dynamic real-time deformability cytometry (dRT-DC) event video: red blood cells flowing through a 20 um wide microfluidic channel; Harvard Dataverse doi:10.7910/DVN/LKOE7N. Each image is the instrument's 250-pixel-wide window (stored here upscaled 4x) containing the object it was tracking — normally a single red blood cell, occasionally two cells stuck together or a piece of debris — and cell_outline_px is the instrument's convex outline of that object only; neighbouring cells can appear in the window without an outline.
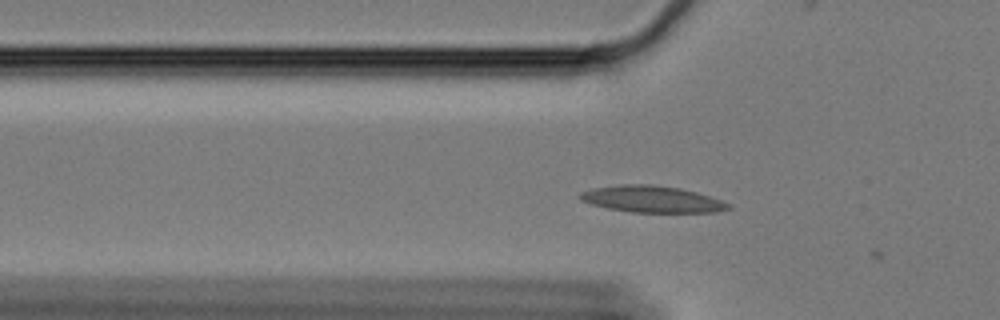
{"species": "Egyptian fruit bat (a non-hibernating species)", "species_latin": "Rousettus aegyptiacus", "temperature_condition": "cold", "stored_images_in_passage": 3, "camera_frame_rate_fps": 3000, "um_per_image_px": 0.085, "animal": {"sex": "female"}, "frame": {"image": 1, "passage_image": 2, "time_ms": 0.333, "image_size_px": [1000, 320], "cell_outline_px": [[732, 208], [716, 212], [632, 212], [608, 208], [592, 204], [580, 200], [576, 196], [580, 192], [596, 188], [620, 184], [648, 184], [680, 188], [696, 192], [720, 200], [728, 204]], "centroid_in_image_um": [55.38, 16.93], "position_along_channel_um": 70.4, "area_um2": 22.77}}